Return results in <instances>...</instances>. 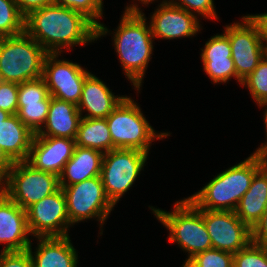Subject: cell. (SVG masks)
I'll list each match as a JSON object with an SVG mask.
<instances>
[{
  "mask_svg": "<svg viewBox=\"0 0 267 267\" xmlns=\"http://www.w3.org/2000/svg\"><path fill=\"white\" fill-rule=\"evenodd\" d=\"M24 32L48 53L67 51L75 45L97 41V26L81 12L51 4L30 12L24 20Z\"/></svg>",
  "mask_w": 267,
  "mask_h": 267,
  "instance_id": "1",
  "label": "cell"
},
{
  "mask_svg": "<svg viewBox=\"0 0 267 267\" xmlns=\"http://www.w3.org/2000/svg\"><path fill=\"white\" fill-rule=\"evenodd\" d=\"M137 4L127 5L114 32V50L123 73L138 92L153 54L154 38L147 18ZM149 24V25H148Z\"/></svg>",
  "mask_w": 267,
  "mask_h": 267,
  "instance_id": "2",
  "label": "cell"
},
{
  "mask_svg": "<svg viewBox=\"0 0 267 267\" xmlns=\"http://www.w3.org/2000/svg\"><path fill=\"white\" fill-rule=\"evenodd\" d=\"M259 169L258 161L251 154L244 161L217 174L188 199L198 209L235 211Z\"/></svg>",
  "mask_w": 267,
  "mask_h": 267,
  "instance_id": "3",
  "label": "cell"
},
{
  "mask_svg": "<svg viewBox=\"0 0 267 267\" xmlns=\"http://www.w3.org/2000/svg\"><path fill=\"white\" fill-rule=\"evenodd\" d=\"M171 212L150 209L158 221L169 231L171 243H177L188 258L184 264L195 254L212 248L210 236L206 230L203 219V209H198L188 198L176 201Z\"/></svg>",
  "mask_w": 267,
  "mask_h": 267,
  "instance_id": "4",
  "label": "cell"
},
{
  "mask_svg": "<svg viewBox=\"0 0 267 267\" xmlns=\"http://www.w3.org/2000/svg\"><path fill=\"white\" fill-rule=\"evenodd\" d=\"M112 138V149H138L149 154L151 143L170 136L155 132L140 106L126 96L106 118Z\"/></svg>",
  "mask_w": 267,
  "mask_h": 267,
  "instance_id": "5",
  "label": "cell"
},
{
  "mask_svg": "<svg viewBox=\"0 0 267 267\" xmlns=\"http://www.w3.org/2000/svg\"><path fill=\"white\" fill-rule=\"evenodd\" d=\"M48 52L25 32L0 39V76L3 82L23 83L43 76Z\"/></svg>",
  "mask_w": 267,
  "mask_h": 267,
  "instance_id": "6",
  "label": "cell"
},
{
  "mask_svg": "<svg viewBox=\"0 0 267 267\" xmlns=\"http://www.w3.org/2000/svg\"><path fill=\"white\" fill-rule=\"evenodd\" d=\"M59 189L58 176L36 169L27 161L14 162L0 180V190L24 210Z\"/></svg>",
  "mask_w": 267,
  "mask_h": 267,
  "instance_id": "7",
  "label": "cell"
},
{
  "mask_svg": "<svg viewBox=\"0 0 267 267\" xmlns=\"http://www.w3.org/2000/svg\"><path fill=\"white\" fill-rule=\"evenodd\" d=\"M147 157L148 153L138 149H112L103 155L100 177L114 206L141 174Z\"/></svg>",
  "mask_w": 267,
  "mask_h": 267,
  "instance_id": "8",
  "label": "cell"
},
{
  "mask_svg": "<svg viewBox=\"0 0 267 267\" xmlns=\"http://www.w3.org/2000/svg\"><path fill=\"white\" fill-rule=\"evenodd\" d=\"M60 188L65 195L70 224L97 218L101 227L99 234H103L102 225L115 206L106 196L101 177L96 176Z\"/></svg>",
  "mask_w": 267,
  "mask_h": 267,
  "instance_id": "9",
  "label": "cell"
},
{
  "mask_svg": "<svg viewBox=\"0 0 267 267\" xmlns=\"http://www.w3.org/2000/svg\"><path fill=\"white\" fill-rule=\"evenodd\" d=\"M240 22L226 25L224 33L231 45L232 60L238 76V82L250 75L267 54L258 25L248 15L242 16Z\"/></svg>",
  "mask_w": 267,
  "mask_h": 267,
  "instance_id": "10",
  "label": "cell"
},
{
  "mask_svg": "<svg viewBox=\"0 0 267 267\" xmlns=\"http://www.w3.org/2000/svg\"><path fill=\"white\" fill-rule=\"evenodd\" d=\"M60 53H48L43 78L50 96L78 105L85 78L91 73L71 60L57 59Z\"/></svg>",
  "mask_w": 267,
  "mask_h": 267,
  "instance_id": "11",
  "label": "cell"
},
{
  "mask_svg": "<svg viewBox=\"0 0 267 267\" xmlns=\"http://www.w3.org/2000/svg\"><path fill=\"white\" fill-rule=\"evenodd\" d=\"M27 225L31 236H68L70 224L62 188L26 209Z\"/></svg>",
  "mask_w": 267,
  "mask_h": 267,
  "instance_id": "12",
  "label": "cell"
},
{
  "mask_svg": "<svg viewBox=\"0 0 267 267\" xmlns=\"http://www.w3.org/2000/svg\"><path fill=\"white\" fill-rule=\"evenodd\" d=\"M203 219L214 249L234 254L252 241V230L235 211L203 210Z\"/></svg>",
  "mask_w": 267,
  "mask_h": 267,
  "instance_id": "13",
  "label": "cell"
},
{
  "mask_svg": "<svg viewBox=\"0 0 267 267\" xmlns=\"http://www.w3.org/2000/svg\"><path fill=\"white\" fill-rule=\"evenodd\" d=\"M51 96L43 77L18 84V112L20 121L37 134L46 122Z\"/></svg>",
  "mask_w": 267,
  "mask_h": 267,
  "instance_id": "14",
  "label": "cell"
},
{
  "mask_svg": "<svg viewBox=\"0 0 267 267\" xmlns=\"http://www.w3.org/2000/svg\"><path fill=\"white\" fill-rule=\"evenodd\" d=\"M149 22L153 38L173 40L196 36L202 28L199 17L183 8L169 3H160Z\"/></svg>",
  "mask_w": 267,
  "mask_h": 267,
  "instance_id": "15",
  "label": "cell"
},
{
  "mask_svg": "<svg viewBox=\"0 0 267 267\" xmlns=\"http://www.w3.org/2000/svg\"><path fill=\"white\" fill-rule=\"evenodd\" d=\"M75 147V139L34 135L27 162L36 169L59 177Z\"/></svg>",
  "mask_w": 267,
  "mask_h": 267,
  "instance_id": "16",
  "label": "cell"
},
{
  "mask_svg": "<svg viewBox=\"0 0 267 267\" xmlns=\"http://www.w3.org/2000/svg\"><path fill=\"white\" fill-rule=\"evenodd\" d=\"M26 210L0 190V244H6L1 251H25L31 245Z\"/></svg>",
  "mask_w": 267,
  "mask_h": 267,
  "instance_id": "17",
  "label": "cell"
},
{
  "mask_svg": "<svg viewBox=\"0 0 267 267\" xmlns=\"http://www.w3.org/2000/svg\"><path fill=\"white\" fill-rule=\"evenodd\" d=\"M203 68L213 83H226L230 78L238 76L232 60L231 45L225 33L212 36L201 49Z\"/></svg>",
  "mask_w": 267,
  "mask_h": 267,
  "instance_id": "18",
  "label": "cell"
},
{
  "mask_svg": "<svg viewBox=\"0 0 267 267\" xmlns=\"http://www.w3.org/2000/svg\"><path fill=\"white\" fill-rule=\"evenodd\" d=\"M126 96H115L107 85L90 73L82 86L77 105L81 118H107ZM88 112L83 116V112Z\"/></svg>",
  "mask_w": 267,
  "mask_h": 267,
  "instance_id": "19",
  "label": "cell"
},
{
  "mask_svg": "<svg viewBox=\"0 0 267 267\" xmlns=\"http://www.w3.org/2000/svg\"><path fill=\"white\" fill-rule=\"evenodd\" d=\"M37 247L32 243L27 249L34 267H77L78 252L68 236L37 237Z\"/></svg>",
  "mask_w": 267,
  "mask_h": 267,
  "instance_id": "20",
  "label": "cell"
},
{
  "mask_svg": "<svg viewBox=\"0 0 267 267\" xmlns=\"http://www.w3.org/2000/svg\"><path fill=\"white\" fill-rule=\"evenodd\" d=\"M80 120L81 114L76 104L51 96L46 122L34 135L75 139Z\"/></svg>",
  "mask_w": 267,
  "mask_h": 267,
  "instance_id": "21",
  "label": "cell"
},
{
  "mask_svg": "<svg viewBox=\"0 0 267 267\" xmlns=\"http://www.w3.org/2000/svg\"><path fill=\"white\" fill-rule=\"evenodd\" d=\"M103 155L98 150L76 145L73 156L64 165L59 175L60 187H66L100 176Z\"/></svg>",
  "mask_w": 267,
  "mask_h": 267,
  "instance_id": "22",
  "label": "cell"
},
{
  "mask_svg": "<svg viewBox=\"0 0 267 267\" xmlns=\"http://www.w3.org/2000/svg\"><path fill=\"white\" fill-rule=\"evenodd\" d=\"M267 208V172L259 169L250 188L241 198L235 213L251 230L260 221Z\"/></svg>",
  "mask_w": 267,
  "mask_h": 267,
  "instance_id": "23",
  "label": "cell"
},
{
  "mask_svg": "<svg viewBox=\"0 0 267 267\" xmlns=\"http://www.w3.org/2000/svg\"><path fill=\"white\" fill-rule=\"evenodd\" d=\"M33 137L17 114L11 115L0 126V147L13 162L27 161Z\"/></svg>",
  "mask_w": 267,
  "mask_h": 267,
  "instance_id": "24",
  "label": "cell"
},
{
  "mask_svg": "<svg viewBox=\"0 0 267 267\" xmlns=\"http://www.w3.org/2000/svg\"><path fill=\"white\" fill-rule=\"evenodd\" d=\"M77 146L91 148L103 154L112 150V138L106 118H81L75 138Z\"/></svg>",
  "mask_w": 267,
  "mask_h": 267,
  "instance_id": "25",
  "label": "cell"
},
{
  "mask_svg": "<svg viewBox=\"0 0 267 267\" xmlns=\"http://www.w3.org/2000/svg\"><path fill=\"white\" fill-rule=\"evenodd\" d=\"M103 0H53V4L81 12L97 26V40L107 35L110 30L97 21L103 17Z\"/></svg>",
  "mask_w": 267,
  "mask_h": 267,
  "instance_id": "26",
  "label": "cell"
},
{
  "mask_svg": "<svg viewBox=\"0 0 267 267\" xmlns=\"http://www.w3.org/2000/svg\"><path fill=\"white\" fill-rule=\"evenodd\" d=\"M25 17L14 0H0V37H12L24 33Z\"/></svg>",
  "mask_w": 267,
  "mask_h": 267,
  "instance_id": "27",
  "label": "cell"
},
{
  "mask_svg": "<svg viewBox=\"0 0 267 267\" xmlns=\"http://www.w3.org/2000/svg\"><path fill=\"white\" fill-rule=\"evenodd\" d=\"M241 85L243 87L246 85L257 105L267 100V54L253 72L242 81Z\"/></svg>",
  "mask_w": 267,
  "mask_h": 267,
  "instance_id": "28",
  "label": "cell"
},
{
  "mask_svg": "<svg viewBox=\"0 0 267 267\" xmlns=\"http://www.w3.org/2000/svg\"><path fill=\"white\" fill-rule=\"evenodd\" d=\"M181 267H233V254L211 248L195 254Z\"/></svg>",
  "mask_w": 267,
  "mask_h": 267,
  "instance_id": "29",
  "label": "cell"
},
{
  "mask_svg": "<svg viewBox=\"0 0 267 267\" xmlns=\"http://www.w3.org/2000/svg\"><path fill=\"white\" fill-rule=\"evenodd\" d=\"M233 267H267L265 246L251 241L245 248L233 254Z\"/></svg>",
  "mask_w": 267,
  "mask_h": 267,
  "instance_id": "30",
  "label": "cell"
},
{
  "mask_svg": "<svg viewBox=\"0 0 267 267\" xmlns=\"http://www.w3.org/2000/svg\"><path fill=\"white\" fill-rule=\"evenodd\" d=\"M169 2L177 7L185 9L189 13L197 15V17L219 19L215 11L214 0H163L161 3Z\"/></svg>",
  "mask_w": 267,
  "mask_h": 267,
  "instance_id": "31",
  "label": "cell"
},
{
  "mask_svg": "<svg viewBox=\"0 0 267 267\" xmlns=\"http://www.w3.org/2000/svg\"><path fill=\"white\" fill-rule=\"evenodd\" d=\"M0 109L11 115L18 112V83H0Z\"/></svg>",
  "mask_w": 267,
  "mask_h": 267,
  "instance_id": "32",
  "label": "cell"
},
{
  "mask_svg": "<svg viewBox=\"0 0 267 267\" xmlns=\"http://www.w3.org/2000/svg\"><path fill=\"white\" fill-rule=\"evenodd\" d=\"M0 267H34V265L28 250L1 251Z\"/></svg>",
  "mask_w": 267,
  "mask_h": 267,
  "instance_id": "33",
  "label": "cell"
},
{
  "mask_svg": "<svg viewBox=\"0 0 267 267\" xmlns=\"http://www.w3.org/2000/svg\"><path fill=\"white\" fill-rule=\"evenodd\" d=\"M252 242L267 245V208L260 221L252 229Z\"/></svg>",
  "mask_w": 267,
  "mask_h": 267,
  "instance_id": "34",
  "label": "cell"
},
{
  "mask_svg": "<svg viewBox=\"0 0 267 267\" xmlns=\"http://www.w3.org/2000/svg\"><path fill=\"white\" fill-rule=\"evenodd\" d=\"M20 13L26 17L30 12L53 4V0H14Z\"/></svg>",
  "mask_w": 267,
  "mask_h": 267,
  "instance_id": "35",
  "label": "cell"
},
{
  "mask_svg": "<svg viewBox=\"0 0 267 267\" xmlns=\"http://www.w3.org/2000/svg\"><path fill=\"white\" fill-rule=\"evenodd\" d=\"M252 20L258 25L262 41L267 49V13L249 15Z\"/></svg>",
  "mask_w": 267,
  "mask_h": 267,
  "instance_id": "36",
  "label": "cell"
},
{
  "mask_svg": "<svg viewBox=\"0 0 267 267\" xmlns=\"http://www.w3.org/2000/svg\"><path fill=\"white\" fill-rule=\"evenodd\" d=\"M252 155L258 161L259 168L267 172V142L262 143Z\"/></svg>",
  "mask_w": 267,
  "mask_h": 267,
  "instance_id": "37",
  "label": "cell"
},
{
  "mask_svg": "<svg viewBox=\"0 0 267 267\" xmlns=\"http://www.w3.org/2000/svg\"><path fill=\"white\" fill-rule=\"evenodd\" d=\"M14 162L4 153L0 147V180L6 175Z\"/></svg>",
  "mask_w": 267,
  "mask_h": 267,
  "instance_id": "38",
  "label": "cell"
},
{
  "mask_svg": "<svg viewBox=\"0 0 267 267\" xmlns=\"http://www.w3.org/2000/svg\"><path fill=\"white\" fill-rule=\"evenodd\" d=\"M258 106H259V108L260 107H265L266 109H265V112H264V118H263V120H264V124H265V132H266V136H267V100H265V101H263V102H261L260 104H258ZM267 138V137H266ZM267 140V139H266Z\"/></svg>",
  "mask_w": 267,
  "mask_h": 267,
  "instance_id": "39",
  "label": "cell"
},
{
  "mask_svg": "<svg viewBox=\"0 0 267 267\" xmlns=\"http://www.w3.org/2000/svg\"><path fill=\"white\" fill-rule=\"evenodd\" d=\"M11 116V114H9L6 111H3L0 109V126L4 123V121L6 119H8Z\"/></svg>",
  "mask_w": 267,
  "mask_h": 267,
  "instance_id": "40",
  "label": "cell"
},
{
  "mask_svg": "<svg viewBox=\"0 0 267 267\" xmlns=\"http://www.w3.org/2000/svg\"><path fill=\"white\" fill-rule=\"evenodd\" d=\"M134 1H135V0H134ZM137 1H139V2L141 1L140 3H142V4L145 5V6H146V5L148 6L149 3H152L154 0H137Z\"/></svg>",
  "mask_w": 267,
  "mask_h": 267,
  "instance_id": "41",
  "label": "cell"
}]
</instances>
